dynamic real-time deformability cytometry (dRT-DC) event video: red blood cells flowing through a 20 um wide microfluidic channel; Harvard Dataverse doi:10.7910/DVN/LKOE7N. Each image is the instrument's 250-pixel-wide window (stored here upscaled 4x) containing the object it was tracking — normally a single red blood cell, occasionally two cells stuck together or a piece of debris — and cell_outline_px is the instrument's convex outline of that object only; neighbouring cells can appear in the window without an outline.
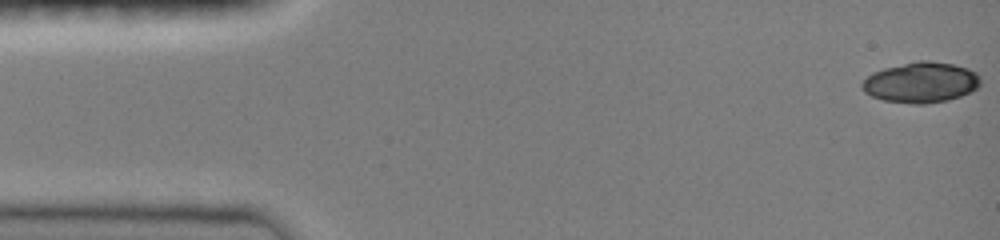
{"species": "common noctule bat (a hibernating species)", "species_latin": "Nyctalus noctula", "temperature_condition": "room temperature", "stored_images_in_passage": 47, "camera_frame_rate_fps": 3000, "um_per_image_px": 0.085, "animal": {"sex": "female", "body_mass_g": 19.0, "forearm_length_mm": 51.5}, "frame": {"image": 1, "passage_image": 1, "time_ms": 0.0, "image_size_px": [1000, 240], "cell_outline_px": [[980, 84], [976, 88], [960, 96], [948, 100], [924, 104], [912, 104], [884, 100], [872, 96], [864, 92], [860, 84], [872, 72], [884, 68], [916, 60], [928, 60], [952, 64], [968, 68], [976, 72], [980, 76]], "centroid_in_image_um": [78.27, 7.0], "position_along_channel_um": 6.7, "area_um2": 28.03}}
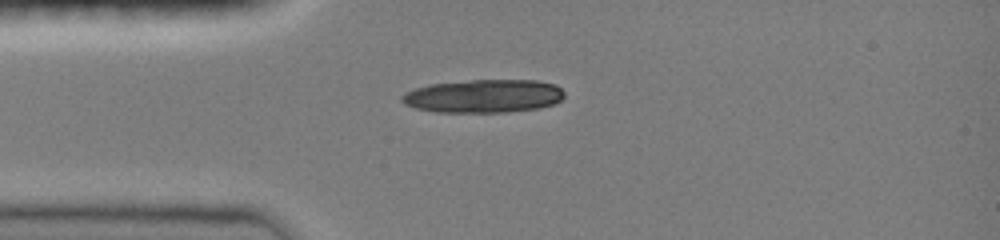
{"frame": {"image": 2, "passage_image": 12, "time_ms": 3.667, "image_size_px": [1000, 240], "cell_outline_px": [[564, 96], [560, 100], [552, 104], [540, 108], [504, 112], [436, 112], [416, 108], [404, 104], [400, 100], [400, 96], [404, 92], [428, 84], [472, 80], [536, 80], [556, 84], [564, 92]], "centroid_in_image_um": [41.08, 8.16], "position_along_channel_um": 43.9, "area_um2": 31.62}}